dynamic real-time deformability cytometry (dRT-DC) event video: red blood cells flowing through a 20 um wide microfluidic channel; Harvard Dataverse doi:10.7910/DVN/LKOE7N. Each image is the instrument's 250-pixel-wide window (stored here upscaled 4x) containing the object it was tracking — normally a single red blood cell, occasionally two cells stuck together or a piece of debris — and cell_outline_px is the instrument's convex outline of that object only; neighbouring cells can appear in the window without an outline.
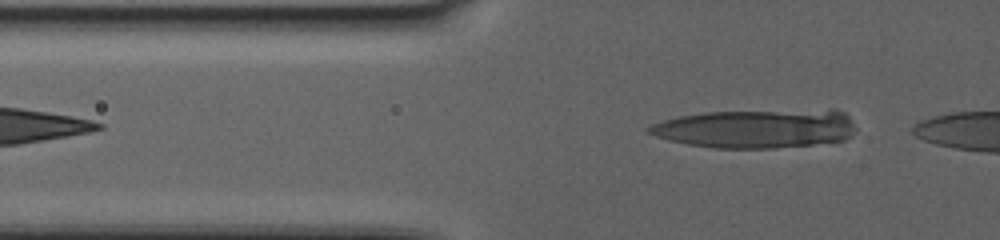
{"species": "human", "species_latin": "Homo sapiens", "temperature_condition": "warm", "stored_images_in_passage": 11, "camera_frame_rate_fps": 3000, "um_per_image_px": 0.085, "donor": {"sex": "female"}, "frame": {"image": 1, "passage_image": 4, "time_ms": 1.0, "image_size_px": [1000, 240], "cell_outline_px": [[856, 128], [852, 136], [844, 140], [812, 144], [772, 148], [716, 148], [688, 144], [668, 140], [656, 136], [648, 132], [644, 128], [652, 124], [664, 120], [680, 116], [708, 112], [828, 108], [836, 108], [844, 112], [848, 116]], "centroid_in_image_um": [64.33, 10.9], "position_along_channel_um": 61.5, "area_um2": 47.34}}